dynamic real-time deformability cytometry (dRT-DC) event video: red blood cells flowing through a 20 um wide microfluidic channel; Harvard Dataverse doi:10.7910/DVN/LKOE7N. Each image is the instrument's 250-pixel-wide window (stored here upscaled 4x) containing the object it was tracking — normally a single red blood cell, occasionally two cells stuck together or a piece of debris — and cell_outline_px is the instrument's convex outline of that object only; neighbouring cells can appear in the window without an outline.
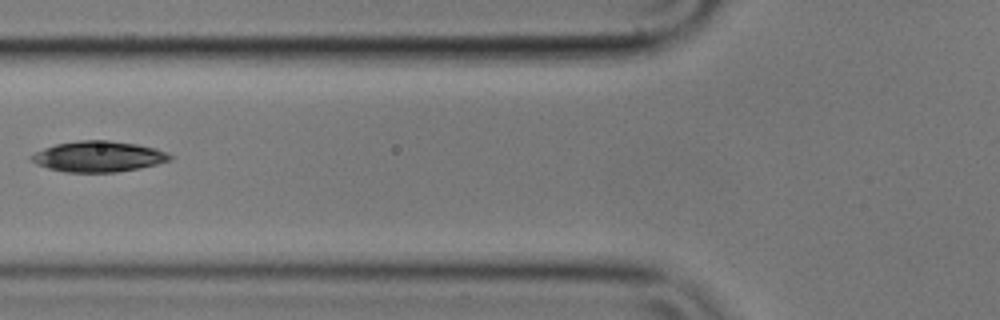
{"species": "common noctule bat (a hibernating species)", "species_latin": "Nyctalus noctula", "temperature_condition": "cold", "stored_images_in_passage": 2, "camera_frame_rate_fps": 3000, "um_per_image_px": 0.085, "animal": {"sex": "male", "body_mass_g": 17.9}, "frame": {"image": 1, "passage_image": 2, "time_ms": 0.333, "image_size_px": [1000, 320], "cell_outline_px": [[176, 156], [172, 160], [140, 168], [116, 172], [64, 172], [48, 168], [36, 164], [28, 160], [28, 156], [44, 148], [56, 144], [80, 140], [108, 140], [136, 144], [156, 148], [168, 152]], "centroid_in_image_um": [8.38, 13.3], "position_along_channel_um": 117.4, "area_um2": 25.09}}